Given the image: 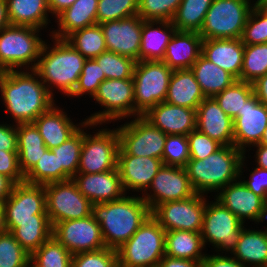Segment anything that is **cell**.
<instances>
[{
    "label": "cell",
    "instance_id": "51",
    "mask_svg": "<svg viewBox=\"0 0 267 267\" xmlns=\"http://www.w3.org/2000/svg\"><path fill=\"white\" fill-rule=\"evenodd\" d=\"M72 267H119L117 251L105 247L95 251L74 254Z\"/></svg>",
    "mask_w": 267,
    "mask_h": 267
},
{
    "label": "cell",
    "instance_id": "34",
    "mask_svg": "<svg viewBox=\"0 0 267 267\" xmlns=\"http://www.w3.org/2000/svg\"><path fill=\"white\" fill-rule=\"evenodd\" d=\"M48 150L33 123L17 124V153L19 167L25 176Z\"/></svg>",
    "mask_w": 267,
    "mask_h": 267
},
{
    "label": "cell",
    "instance_id": "27",
    "mask_svg": "<svg viewBox=\"0 0 267 267\" xmlns=\"http://www.w3.org/2000/svg\"><path fill=\"white\" fill-rule=\"evenodd\" d=\"M202 40L198 32L176 30L162 61L172 70L191 69L201 55Z\"/></svg>",
    "mask_w": 267,
    "mask_h": 267
},
{
    "label": "cell",
    "instance_id": "15",
    "mask_svg": "<svg viewBox=\"0 0 267 267\" xmlns=\"http://www.w3.org/2000/svg\"><path fill=\"white\" fill-rule=\"evenodd\" d=\"M1 221L49 220L44 185L15 184L0 209Z\"/></svg>",
    "mask_w": 267,
    "mask_h": 267
},
{
    "label": "cell",
    "instance_id": "50",
    "mask_svg": "<svg viewBox=\"0 0 267 267\" xmlns=\"http://www.w3.org/2000/svg\"><path fill=\"white\" fill-rule=\"evenodd\" d=\"M190 160L189 141L185 135H167L162 154L166 166L185 167Z\"/></svg>",
    "mask_w": 267,
    "mask_h": 267
},
{
    "label": "cell",
    "instance_id": "64",
    "mask_svg": "<svg viewBox=\"0 0 267 267\" xmlns=\"http://www.w3.org/2000/svg\"><path fill=\"white\" fill-rule=\"evenodd\" d=\"M259 144L267 146V127L264 130L263 136H262Z\"/></svg>",
    "mask_w": 267,
    "mask_h": 267
},
{
    "label": "cell",
    "instance_id": "26",
    "mask_svg": "<svg viewBox=\"0 0 267 267\" xmlns=\"http://www.w3.org/2000/svg\"><path fill=\"white\" fill-rule=\"evenodd\" d=\"M64 108L54 104L47 112L39 115L33 124L38 129L48 149H53L64 143L85 122L73 123Z\"/></svg>",
    "mask_w": 267,
    "mask_h": 267
},
{
    "label": "cell",
    "instance_id": "19",
    "mask_svg": "<svg viewBox=\"0 0 267 267\" xmlns=\"http://www.w3.org/2000/svg\"><path fill=\"white\" fill-rule=\"evenodd\" d=\"M266 127L267 107L253 95L233 120L234 146L246 155L252 146L260 143Z\"/></svg>",
    "mask_w": 267,
    "mask_h": 267
},
{
    "label": "cell",
    "instance_id": "18",
    "mask_svg": "<svg viewBox=\"0 0 267 267\" xmlns=\"http://www.w3.org/2000/svg\"><path fill=\"white\" fill-rule=\"evenodd\" d=\"M243 179L229 183L215 194V199L229 209L243 223L248 219L255 224L267 219V202L248 189Z\"/></svg>",
    "mask_w": 267,
    "mask_h": 267
},
{
    "label": "cell",
    "instance_id": "5",
    "mask_svg": "<svg viewBox=\"0 0 267 267\" xmlns=\"http://www.w3.org/2000/svg\"><path fill=\"white\" fill-rule=\"evenodd\" d=\"M165 233L164 228L150 215L116 250L119 267H158L165 256Z\"/></svg>",
    "mask_w": 267,
    "mask_h": 267
},
{
    "label": "cell",
    "instance_id": "42",
    "mask_svg": "<svg viewBox=\"0 0 267 267\" xmlns=\"http://www.w3.org/2000/svg\"><path fill=\"white\" fill-rule=\"evenodd\" d=\"M267 73V43L244 45L240 81L253 83Z\"/></svg>",
    "mask_w": 267,
    "mask_h": 267
},
{
    "label": "cell",
    "instance_id": "38",
    "mask_svg": "<svg viewBox=\"0 0 267 267\" xmlns=\"http://www.w3.org/2000/svg\"><path fill=\"white\" fill-rule=\"evenodd\" d=\"M213 0H182L172 24L178 31L199 32Z\"/></svg>",
    "mask_w": 267,
    "mask_h": 267
},
{
    "label": "cell",
    "instance_id": "6",
    "mask_svg": "<svg viewBox=\"0 0 267 267\" xmlns=\"http://www.w3.org/2000/svg\"><path fill=\"white\" fill-rule=\"evenodd\" d=\"M40 31L16 25L0 31V68L4 71L33 70L45 42L39 37L42 36Z\"/></svg>",
    "mask_w": 267,
    "mask_h": 267
},
{
    "label": "cell",
    "instance_id": "10",
    "mask_svg": "<svg viewBox=\"0 0 267 267\" xmlns=\"http://www.w3.org/2000/svg\"><path fill=\"white\" fill-rule=\"evenodd\" d=\"M93 99L103 111H96L85 121L92 124H108L124 118H134L133 78L105 79L102 81Z\"/></svg>",
    "mask_w": 267,
    "mask_h": 267
},
{
    "label": "cell",
    "instance_id": "55",
    "mask_svg": "<svg viewBox=\"0 0 267 267\" xmlns=\"http://www.w3.org/2000/svg\"><path fill=\"white\" fill-rule=\"evenodd\" d=\"M0 150L17 151V124L0 123Z\"/></svg>",
    "mask_w": 267,
    "mask_h": 267
},
{
    "label": "cell",
    "instance_id": "36",
    "mask_svg": "<svg viewBox=\"0 0 267 267\" xmlns=\"http://www.w3.org/2000/svg\"><path fill=\"white\" fill-rule=\"evenodd\" d=\"M199 83L206 98L214 97L227 87H230L237 79L200 55L190 69Z\"/></svg>",
    "mask_w": 267,
    "mask_h": 267
},
{
    "label": "cell",
    "instance_id": "9",
    "mask_svg": "<svg viewBox=\"0 0 267 267\" xmlns=\"http://www.w3.org/2000/svg\"><path fill=\"white\" fill-rule=\"evenodd\" d=\"M213 201L206 203L201 230L203 244L205 248L211 244L216 254H232L246 225L219 201Z\"/></svg>",
    "mask_w": 267,
    "mask_h": 267
},
{
    "label": "cell",
    "instance_id": "39",
    "mask_svg": "<svg viewBox=\"0 0 267 267\" xmlns=\"http://www.w3.org/2000/svg\"><path fill=\"white\" fill-rule=\"evenodd\" d=\"M65 40L86 59H95L107 51L103 31L98 23L73 32Z\"/></svg>",
    "mask_w": 267,
    "mask_h": 267
},
{
    "label": "cell",
    "instance_id": "25",
    "mask_svg": "<svg viewBox=\"0 0 267 267\" xmlns=\"http://www.w3.org/2000/svg\"><path fill=\"white\" fill-rule=\"evenodd\" d=\"M201 55L240 81L244 58V44L241 39L202 40Z\"/></svg>",
    "mask_w": 267,
    "mask_h": 267
},
{
    "label": "cell",
    "instance_id": "66",
    "mask_svg": "<svg viewBox=\"0 0 267 267\" xmlns=\"http://www.w3.org/2000/svg\"><path fill=\"white\" fill-rule=\"evenodd\" d=\"M2 230V227H1V216H0V231Z\"/></svg>",
    "mask_w": 267,
    "mask_h": 267
},
{
    "label": "cell",
    "instance_id": "21",
    "mask_svg": "<svg viewBox=\"0 0 267 267\" xmlns=\"http://www.w3.org/2000/svg\"><path fill=\"white\" fill-rule=\"evenodd\" d=\"M163 165V161L158 158L118 154L117 169L125 193L131 190L143 194Z\"/></svg>",
    "mask_w": 267,
    "mask_h": 267
},
{
    "label": "cell",
    "instance_id": "60",
    "mask_svg": "<svg viewBox=\"0 0 267 267\" xmlns=\"http://www.w3.org/2000/svg\"><path fill=\"white\" fill-rule=\"evenodd\" d=\"M76 0H48L49 11L56 18L65 9L69 8Z\"/></svg>",
    "mask_w": 267,
    "mask_h": 267
},
{
    "label": "cell",
    "instance_id": "54",
    "mask_svg": "<svg viewBox=\"0 0 267 267\" xmlns=\"http://www.w3.org/2000/svg\"><path fill=\"white\" fill-rule=\"evenodd\" d=\"M248 180H243L244 185L254 194L262 197L267 202V169L253 167Z\"/></svg>",
    "mask_w": 267,
    "mask_h": 267
},
{
    "label": "cell",
    "instance_id": "30",
    "mask_svg": "<svg viewBox=\"0 0 267 267\" xmlns=\"http://www.w3.org/2000/svg\"><path fill=\"white\" fill-rule=\"evenodd\" d=\"M205 98L190 69L173 70L165 102L197 110Z\"/></svg>",
    "mask_w": 267,
    "mask_h": 267
},
{
    "label": "cell",
    "instance_id": "33",
    "mask_svg": "<svg viewBox=\"0 0 267 267\" xmlns=\"http://www.w3.org/2000/svg\"><path fill=\"white\" fill-rule=\"evenodd\" d=\"M231 255L248 267H267V225L263 231L245 227Z\"/></svg>",
    "mask_w": 267,
    "mask_h": 267
},
{
    "label": "cell",
    "instance_id": "46",
    "mask_svg": "<svg viewBox=\"0 0 267 267\" xmlns=\"http://www.w3.org/2000/svg\"><path fill=\"white\" fill-rule=\"evenodd\" d=\"M182 0H138L137 15L145 21H172Z\"/></svg>",
    "mask_w": 267,
    "mask_h": 267
},
{
    "label": "cell",
    "instance_id": "23",
    "mask_svg": "<svg viewBox=\"0 0 267 267\" xmlns=\"http://www.w3.org/2000/svg\"><path fill=\"white\" fill-rule=\"evenodd\" d=\"M196 129L222 146L234 145L233 119L213 97L205 98L197 107Z\"/></svg>",
    "mask_w": 267,
    "mask_h": 267
},
{
    "label": "cell",
    "instance_id": "58",
    "mask_svg": "<svg viewBox=\"0 0 267 267\" xmlns=\"http://www.w3.org/2000/svg\"><path fill=\"white\" fill-rule=\"evenodd\" d=\"M254 95L267 107V73L252 83Z\"/></svg>",
    "mask_w": 267,
    "mask_h": 267
},
{
    "label": "cell",
    "instance_id": "22",
    "mask_svg": "<svg viewBox=\"0 0 267 267\" xmlns=\"http://www.w3.org/2000/svg\"><path fill=\"white\" fill-rule=\"evenodd\" d=\"M72 180L92 204L119 200L126 195L117 168L94 174L77 173Z\"/></svg>",
    "mask_w": 267,
    "mask_h": 267
},
{
    "label": "cell",
    "instance_id": "12",
    "mask_svg": "<svg viewBox=\"0 0 267 267\" xmlns=\"http://www.w3.org/2000/svg\"><path fill=\"white\" fill-rule=\"evenodd\" d=\"M87 131H84L77 173L94 174L116 169L119 150L117 128L98 129L92 135Z\"/></svg>",
    "mask_w": 267,
    "mask_h": 267
},
{
    "label": "cell",
    "instance_id": "16",
    "mask_svg": "<svg viewBox=\"0 0 267 267\" xmlns=\"http://www.w3.org/2000/svg\"><path fill=\"white\" fill-rule=\"evenodd\" d=\"M52 236L72 255L105 248L100 224L91 214L53 225Z\"/></svg>",
    "mask_w": 267,
    "mask_h": 267
},
{
    "label": "cell",
    "instance_id": "43",
    "mask_svg": "<svg viewBox=\"0 0 267 267\" xmlns=\"http://www.w3.org/2000/svg\"><path fill=\"white\" fill-rule=\"evenodd\" d=\"M62 181V168H58L57 156L48 149L36 165L24 176V182L46 185Z\"/></svg>",
    "mask_w": 267,
    "mask_h": 267
},
{
    "label": "cell",
    "instance_id": "1",
    "mask_svg": "<svg viewBox=\"0 0 267 267\" xmlns=\"http://www.w3.org/2000/svg\"><path fill=\"white\" fill-rule=\"evenodd\" d=\"M1 102L15 124L33 123L54 104V98L34 70L5 71L0 81Z\"/></svg>",
    "mask_w": 267,
    "mask_h": 267
},
{
    "label": "cell",
    "instance_id": "62",
    "mask_svg": "<svg viewBox=\"0 0 267 267\" xmlns=\"http://www.w3.org/2000/svg\"><path fill=\"white\" fill-rule=\"evenodd\" d=\"M10 24L6 0H0V31Z\"/></svg>",
    "mask_w": 267,
    "mask_h": 267
},
{
    "label": "cell",
    "instance_id": "48",
    "mask_svg": "<svg viewBox=\"0 0 267 267\" xmlns=\"http://www.w3.org/2000/svg\"><path fill=\"white\" fill-rule=\"evenodd\" d=\"M103 80H105V74L97 61L86 59L78 83L69 97H82L89 94L88 96L93 98Z\"/></svg>",
    "mask_w": 267,
    "mask_h": 267
},
{
    "label": "cell",
    "instance_id": "8",
    "mask_svg": "<svg viewBox=\"0 0 267 267\" xmlns=\"http://www.w3.org/2000/svg\"><path fill=\"white\" fill-rule=\"evenodd\" d=\"M173 70L163 61H137L134 74V117L164 102Z\"/></svg>",
    "mask_w": 267,
    "mask_h": 267
},
{
    "label": "cell",
    "instance_id": "7",
    "mask_svg": "<svg viewBox=\"0 0 267 267\" xmlns=\"http://www.w3.org/2000/svg\"><path fill=\"white\" fill-rule=\"evenodd\" d=\"M254 2L256 0H213L199 35L203 40L241 39Z\"/></svg>",
    "mask_w": 267,
    "mask_h": 267
},
{
    "label": "cell",
    "instance_id": "45",
    "mask_svg": "<svg viewBox=\"0 0 267 267\" xmlns=\"http://www.w3.org/2000/svg\"><path fill=\"white\" fill-rule=\"evenodd\" d=\"M30 257L11 232L0 231V267H29Z\"/></svg>",
    "mask_w": 267,
    "mask_h": 267
},
{
    "label": "cell",
    "instance_id": "57",
    "mask_svg": "<svg viewBox=\"0 0 267 267\" xmlns=\"http://www.w3.org/2000/svg\"><path fill=\"white\" fill-rule=\"evenodd\" d=\"M158 267H201L198 261L173 258L165 255L159 262Z\"/></svg>",
    "mask_w": 267,
    "mask_h": 267
},
{
    "label": "cell",
    "instance_id": "49",
    "mask_svg": "<svg viewBox=\"0 0 267 267\" xmlns=\"http://www.w3.org/2000/svg\"><path fill=\"white\" fill-rule=\"evenodd\" d=\"M241 41L244 45L267 43V13L256 3L247 18Z\"/></svg>",
    "mask_w": 267,
    "mask_h": 267
},
{
    "label": "cell",
    "instance_id": "31",
    "mask_svg": "<svg viewBox=\"0 0 267 267\" xmlns=\"http://www.w3.org/2000/svg\"><path fill=\"white\" fill-rule=\"evenodd\" d=\"M1 227L11 232L30 255L52 237L53 230L50 220L1 221Z\"/></svg>",
    "mask_w": 267,
    "mask_h": 267
},
{
    "label": "cell",
    "instance_id": "44",
    "mask_svg": "<svg viewBox=\"0 0 267 267\" xmlns=\"http://www.w3.org/2000/svg\"><path fill=\"white\" fill-rule=\"evenodd\" d=\"M100 65L105 79L133 78L136 60L133 58L106 51L95 58Z\"/></svg>",
    "mask_w": 267,
    "mask_h": 267
},
{
    "label": "cell",
    "instance_id": "20",
    "mask_svg": "<svg viewBox=\"0 0 267 267\" xmlns=\"http://www.w3.org/2000/svg\"><path fill=\"white\" fill-rule=\"evenodd\" d=\"M99 25L103 31L107 51L139 61L142 19L138 15Z\"/></svg>",
    "mask_w": 267,
    "mask_h": 267
},
{
    "label": "cell",
    "instance_id": "32",
    "mask_svg": "<svg viewBox=\"0 0 267 267\" xmlns=\"http://www.w3.org/2000/svg\"><path fill=\"white\" fill-rule=\"evenodd\" d=\"M11 25L47 29L51 23L48 0H6Z\"/></svg>",
    "mask_w": 267,
    "mask_h": 267
},
{
    "label": "cell",
    "instance_id": "61",
    "mask_svg": "<svg viewBox=\"0 0 267 267\" xmlns=\"http://www.w3.org/2000/svg\"><path fill=\"white\" fill-rule=\"evenodd\" d=\"M256 148L255 152V163L257 164L256 167L267 169V146L256 144L252 146V148Z\"/></svg>",
    "mask_w": 267,
    "mask_h": 267
},
{
    "label": "cell",
    "instance_id": "11",
    "mask_svg": "<svg viewBox=\"0 0 267 267\" xmlns=\"http://www.w3.org/2000/svg\"><path fill=\"white\" fill-rule=\"evenodd\" d=\"M119 135L118 154L151 157L162 160L167 135L156 128L144 116L117 126Z\"/></svg>",
    "mask_w": 267,
    "mask_h": 267
},
{
    "label": "cell",
    "instance_id": "3",
    "mask_svg": "<svg viewBox=\"0 0 267 267\" xmlns=\"http://www.w3.org/2000/svg\"><path fill=\"white\" fill-rule=\"evenodd\" d=\"M50 38L53 45L47 44L45 40L33 70L53 97V89H58V92L69 97L78 83L86 58L67 40L52 36Z\"/></svg>",
    "mask_w": 267,
    "mask_h": 267
},
{
    "label": "cell",
    "instance_id": "52",
    "mask_svg": "<svg viewBox=\"0 0 267 267\" xmlns=\"http://www.w3.org/2000/svg\"><path fill=\"white\" fill-rule=\"evenodd\" d=\"M189 141L190 159H205L222 147L220 143L197 129L187 135Z\"/></svg>",
    "mask_w": 267,
    "mask_h": 267
},
{
    "label": "cell",
    "instance_id": "59",
    "mask_svg": "<svg viewBox=\"0 0 267 267\" xmlns=\"http://www.w3.org/2000/svg\"><path fill=\"white\" fill-rule=\"evenodd\" d=\"M15 183L8 177L0 174V209L11 195Z\"/></svg>",
    "mask_w": 267,
    "mask_h": 267
},
{
    "label": "cell",
    "instance_id": "53",
    "mask_svg": "<svg viewBox=\"0 0 267 267\" xmlns=\"http://www.w3.org/2000/svg\"><path fill=\"white\" fill-rule=\"evenodd\" d=\"M0 174L10 178L15 184L24 182L17 151L0 150Z\"/></svg>",
    "mask_w": 267,
    "mask_h": 267
},
{
    "label": "cell",
    "instance_id": "65",
    "mask_svg": "<svg viewBox=\"0 0 267 267\" xmlns=\"http://www.w3.org/2000/svg\"><path fill=\"white\" fill-rule=\"evenodd\" d=\"M4 73H5V71L0 68V81H1V78L3 77Z\"/></svg>",
    "mask_w": 267,
    "mask_h": 267
},
{
    "label": "cell",
    "instance_id": "35",
    "mask_svg": "<svg viewBox=\"0 0 267 267\" xmlns=\"http://www.w3.org/2000/svg\"><path fill=\"white\" fill-rule=\"evenodd\" d=\"M200 232L171 230L165 233V255L198 261L202 264L206 254Z\"/></svg>",
    "mask_w": 267,
    "mask_h": 267
},
{
    "label": "cell",
    "instance_id": "28",
    "mask_svg": "<svg viewBox=\"0 0 267 267\" xmlns=\"http://www.w3.org/2000/svg\"><path fill=\"white\" fill-rule=\"evenodd\" d=\"M98 0H76L56 18L58 30L50 31L54 38L66 39L73 32L97 24Z\"/></svg>",
    "mask_w": 267,
    "mask_h": 267
},
{
    "label": "cell",
    "instance_id": "4",
    "mask_svg": "<svg viewBox=\"0 0 267 267\" xmlns=\"http://www.w3.org/2000/svg\"><path fill=\"white\" fill-rule=\"evenodd\" d=\"M246 158L236 146H222L203 160L190 159L184 168L194 191L207 195L243 178Z\"/></svg>",
    "mask_w": 267,
    "mask_h": 267
},
{
    "label": "cell",
    "instance_id": "37",
    "mask_svg": "<svg viewBox=\"0 0 267 267\" xmlns=\"http://www.w3.org/2000/svg\"><path fill=\"white\" fill-rule=\"evenodd\" d=\"M99 125V126H98ZM102 124H92L85 121L83 125L60 146L51 149L57 156L58 168H62V181L72 179L78 171L81 155L84 129L100 127ZM90 127V128H89Z\"/></svg>",
    "mask_w": 267,
    "mask_h": 267
},
{
    "label": "cell",
    "instance_id": "41",
    "mask_svg": "<svg viewBox=\"0 0 267 267\" xmlns=\"http://www.w3.org/2000/svg\"><path fill=\"white\" fill-rule=\"evenodd\" d=\"M253 95L254 89L251 83L236 80L230 87L213 98L224 113L234 120L244 107V103Z\"/></svg>",
    "mask_w": 267,
    "mask_h": 267
},
{
    "label": "cell",
    "instance_id": "2",
    "mask_svg": "<svg viewBox=\"0 0 267 267\" xmlns=\"http://www.w3.org/2000/svg\"><path fill=\"white\" fill-rule=\"evenodd\" d=\"M92 215L100 224L105 246L117 250L147 220L151 210L140 195L126 194L119 200L93 204Z\"/></svg>",
    "mask_w": 267,
    "mask_h": 267
},
{
    "label": "cell",
    "instance_id": "40",
    "mask_svg": "<svg viewBox=\"0 0 267 267\" xmlns=\"http://www.w3.org/2000/svg\"><path fill=\"white\" fill-rule=\"evenodd\" d=\"M73 255L53 236L30 257L31 267H72Z\"/></svg>",
    "mask_w": 267,
    "mask_h": 267
},
{
    "label": "cell",
    "instance_id": "13",
    "mask_svg": "<svg viewBox=\"0 0 267 267\" xmlns=\"http://www.w3.org/2000/svg\"><path fill=\"white\" fill-rule=\"evenodd\" d=\"M46 213L52 226L66 220L85 218L92 214V203L70 179L44 185Z\"/></svg>",
    "mask_w": 267,
    "mask_h": 267
},
{
    "label": "cell",
    "instance_id": "56",
    "mask_svg": "<svg viewBox=\"0 0 267 267\" xmlns=\"http://www.w3.org/2000/svg\"><path fill=\"white\" fill-rule=\"evenodd\" d=\"M201 267H248L236 260L232 255L206 254Z\"/></svg>",
    "mask_w": 267,
    "mask_h": 267
},
{
    "label": "cell",
    "instance_id": "47",
    "mask_svg": "<svg viewBox=\"0 0 267 267\" xmlns=\"http://www.w3.org/2000/svg\"><path fill=\"white\" fill-rule=\"evenodd\" d=\"M137 12L138 0H98L97 23L125 19Z\"/></svg>",
    "mask_w": 267,
    "mask_h": 267
},
{
    "label": "cell",
    "instance_id": "63",
    "mask_svg": "<svg viewBox=\"0 0 267 267\" xmlns=\"http://www.w3.org/2000/svg\"><path fill=\"white\" fill-rule=\"evenodd\" d=\"M265 13H267V0H257L255 2Z\"/></svg>",
    "mask_w": 267,
    "mask_h": 267
},
{
    "label": "cell",
    "instance_id": "24",
    "mask_svg": "<svg viewBox=\"0 0 267 267\" xmlns=\"http://www.w3.org/2000/svg\"><path fill=\"white\" fill-rule=\"evenodd\" d=\"M166 135H185L196 130V109L161 102L143 115Z\"/></svg>",
    "mask_w": 267,
    "mask_h": 267
},
{
    "label": "cell",
    "instance_id": "17",
    "mask_svg": "<svg viewBox=\"0 0 267 267\" xmlns=\"http://www.w3.org/2000/svg\"><path fill=\"white\" fill-rule=\"evenodd\" d=\"M195 194L184 167L163 165L141 197L152 211L157 205L184 200Z\"/></svg>",
    "mask_w": 267,
    "mask_h": 267
},
{
    "label": "cell",
    "instance_id": "14",
    "mask_svg": "<svg viewBox=\"0 0 267 267\" xmlns=\"http://www.w3.org/2000/svg\"><path fill=\"white\" fill-rule=\"evenodd\" d=\"M208 196L198 194L190 198L169 201L157 205L151 215L158 221L165 231L182 230L200 232Z\"/></svg>",
    "mask_w": 267,
    "mask_h": 267
},
{
    "label": "cell",
    "instance_id": "29",
    "mask_svg": "<svg viewBox=\"0 0 267 267\" xmlns=\"http://www.w3.org/2000/svg\"><path fill=\"white\" fill-rule=\"evenodd\" d=\"M175 31L171 21L142 20L139 61H162Z\"/></svg>",
    "mask_w": 267,
    "mask_h": 267
}]
</instances>
